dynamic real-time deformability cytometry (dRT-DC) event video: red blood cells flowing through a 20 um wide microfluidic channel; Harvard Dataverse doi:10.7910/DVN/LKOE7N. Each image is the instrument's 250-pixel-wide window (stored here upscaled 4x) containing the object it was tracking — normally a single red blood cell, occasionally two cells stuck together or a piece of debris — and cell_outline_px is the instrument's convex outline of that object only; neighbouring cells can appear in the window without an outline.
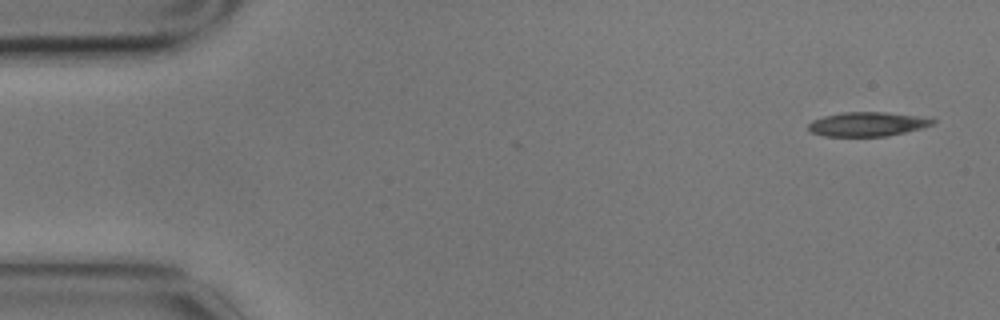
{"species": "common noctule bat (a hibernating species)", "species_latin": "Nyctalus noctula", "temperature_condition": "cold", "stored_images_in_passage": 10, "camera_frame_rate_fps": 3000, "um_per_image_px": 0.085, "animal": {"sex": "male", "body_mass_g": 17.9}, "frame": {"image": 1, "passage_image": 1, "time_ms": 0.0, "image_size_px": [1000, 320], "cell_outline_px": [[936, 120], [932, 124], [920, 128], [888, 136], [824, 136], [808, 132], [808, 124], [812, 120], [824, 116], [840, 112], [884, 112], [916, 116]], "centroid_in_image_um": [73.63, 10.55], "position_along_channel_um": 11.4, "area_um2": 17.4}}
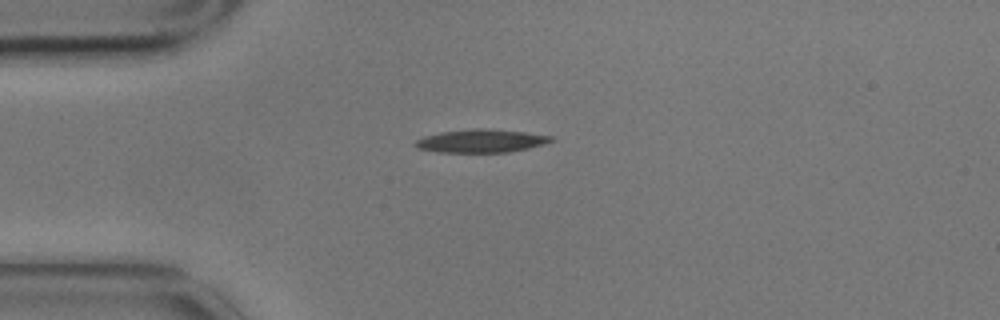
{"frame": {"image": 2, "passage_image": 4, "time_ms": 1.0, "image_size_px": [1000, 320], "cell_outline_px": [[556, 140], [544, 144], [528, 148], [508, 152], [436, 152], [416, 148], [416, 140], [424, 136], [440, 132], [472, 128], [484, 128], [524, 132], [556, 136]], "centroid_in_image_um": [40.93, 11.97], "position_along_channel_um": 44.1, "area_um2": 18.44}}